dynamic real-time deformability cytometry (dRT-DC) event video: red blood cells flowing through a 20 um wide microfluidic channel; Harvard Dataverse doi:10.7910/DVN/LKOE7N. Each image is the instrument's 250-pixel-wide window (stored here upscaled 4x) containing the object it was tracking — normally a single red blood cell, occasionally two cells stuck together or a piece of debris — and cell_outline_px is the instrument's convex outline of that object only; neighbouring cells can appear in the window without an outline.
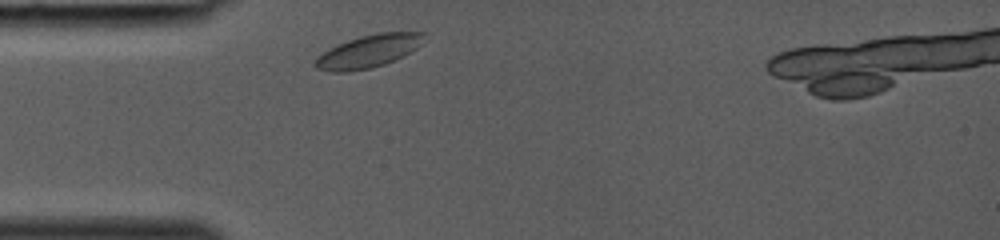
{"species": "common noctule bat (a hibernating species)", "species_latin": "Nyctalus noctula", "temperature_condition": "room temperature", "stored_images_in_passage": 24, "camera_frame_rate_fps": 3000, "um_per_image_px": 0.085, "animal": {"sex": "female", "body_mass_g": 19.0, "forearm_length_mm": 53.3}, "frame": {"image": 1, "passage_image": 1, "time_ms": 0.0, "image_size_px": [1000, 240], "cell_outline_px": [[428, 32], [424, 44], [412, 52], [404, 56], [384, 64], [372, 68], [348, 72], [332, 72], [316, 68], [312, 64], [316, 56], [348, 40], [360, 36], [380, 32]], "centroid_in_image_um": [31.39, 4.36], "position_along_channel_um": 53.6, "area_um2": 21.1}}
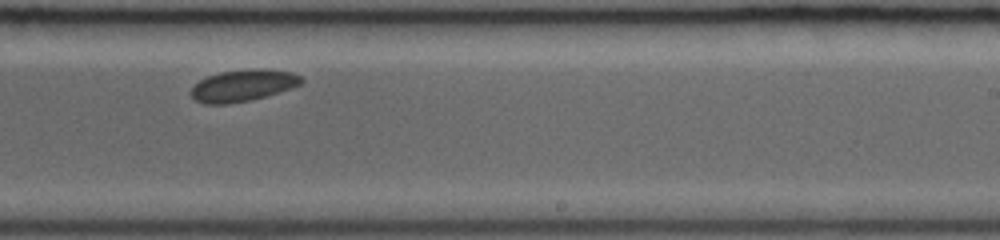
{"frame": {"image": 2, "passage_image": 15, "time_ms": 4.667, "image_size_px": [1000, 240], "cell_outline_px": [[304, 80], [300, 84], [292, 88], [264, 96], [248, 100], [228, 104], [204, 104], [196, 100], [192, 96], [192, 88], [200, 80], [208, 76], [220, 72], [252, 68], [268, 68], [292, 72], [300, 76]], "centroid_in_image_um": [20.68, 7.25], "position_along_channel_um": 268.3, "area_um2": 20.29}}
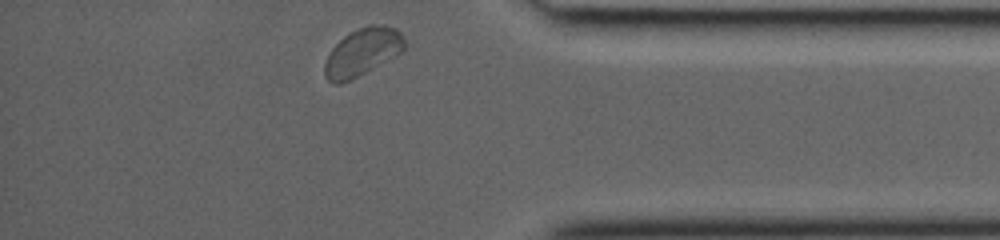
{"frame": {"image": 3, "passage_image": 24, "time_ms": 7.667, "image_size_px": [1000, 240], "cell_outline_px": [[404, 48], [400, 52], [364, 72], [340, 84], [336, 84], [328, 80], [324, 76], [324, 64], [332, 48], [348, 32], [368, 24], [384, 24], [396, 28], [400, 32], [404, 40]], "centroid_in_image_um": [30.78, 4.38], "position_along_channel_um": 404.4, "area_um2": 21.68}}